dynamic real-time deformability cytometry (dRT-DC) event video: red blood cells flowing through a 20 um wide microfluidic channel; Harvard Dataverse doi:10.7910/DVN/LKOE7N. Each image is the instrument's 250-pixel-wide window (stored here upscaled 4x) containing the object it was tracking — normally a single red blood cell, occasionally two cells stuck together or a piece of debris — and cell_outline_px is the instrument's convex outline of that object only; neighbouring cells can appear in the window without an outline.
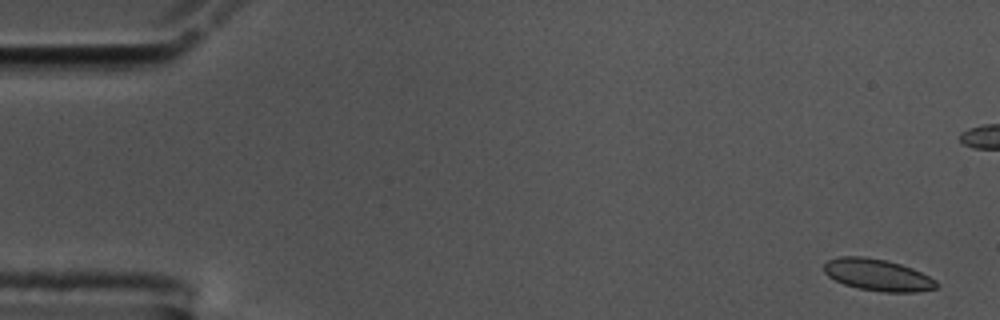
{"species": "common noctule bat (a hibernating species)", "species_latin": "Nyctalus noctula", "temperature_condition": "cold", "stored_images_in_passage": 58, "camera_frame_rate_fps": 3000, "um_per_image_px": 0.085, "animal": {"sex": "male", "body_mass_g": 17.5, "forearm_length_mm": 52.3}, "frame": {"image": 1, "passage_image": 3, "time_ms": 0.667, "image_size_px": [1000, 320], "cell_outline_px": [[940, 284], [936, 288], [916, 292], [884, 292], [860, 288], [844, 284], [828, 276], [824, 272], [824, 264], [828, 260], [840, 256], [864, 256], [884, 260], [900, 264], [912, 268], [936, 280]], "centroid_in_image_um": [74.6, 23.36], "position_along_channel_um": 10.4, "area_um2": 20.69}}
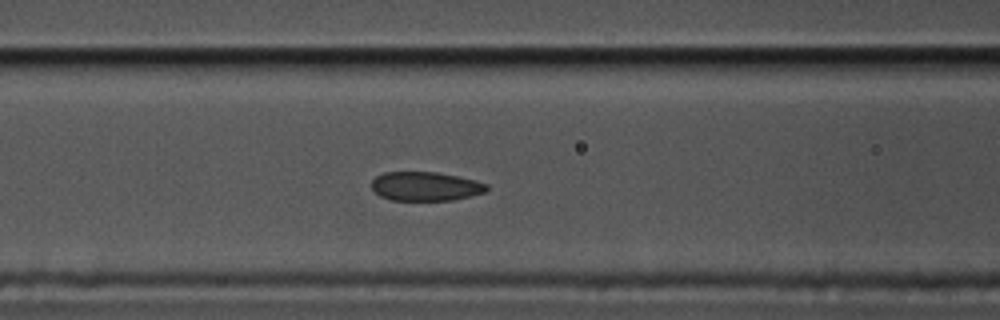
{"frame": {"image": 2, "passage_image": 24, "time_ms": 7.667, "image_size_px": [1000, 320], "cell_outline_px": [[488, 188], [484, 192], [452, 200], [392, 200], [380, 196], [372, 188], [372, 180], [376, 176], [384, 172], [436, 172], [476, 180], [488, 184]], "centroid_in_image_um": [36.15, 15.83], "position_along_channel_um": 130.4, "area_um2": 19.31}}
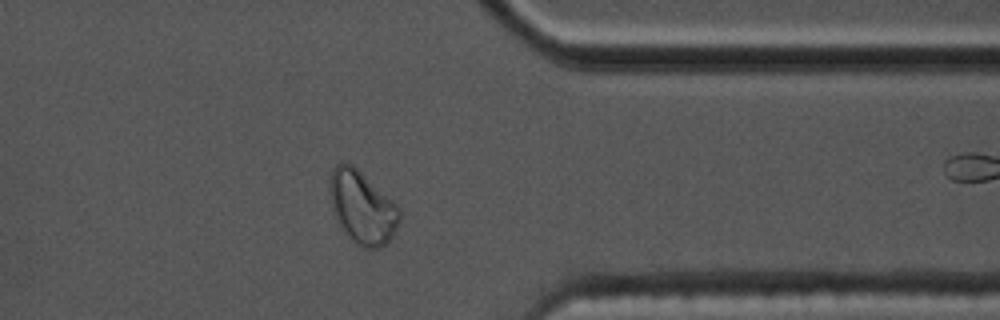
{"frame": {"image": 3, "passage_image": 46, "time_ms": 15.0, "image_size_px": [1000, 320], "cell_outline_px": [[400, 220], [392, 236], [380, 248], [360, 248], [340, 228], [332, 212], [328, 192], [328, 184], [332, 168], [336, 164], [352, 164], [396, 204], [400, 208]], "centroid_in_image_um": [30.73, 17.64], "position_along_channel_um": 380.7, "area_um2": 29.65}, "authors_computed_cell_mechanics": {"area_um2": 20.8947, "velocity_mm_per_s": 3.5369, "shape_relaxation_time_tau1_ms": null, "shape_relaxation_time_tau2_ms": 1.6533, "deformation_change_tau1": null, "deformation_change_tau2": 0.0637}}